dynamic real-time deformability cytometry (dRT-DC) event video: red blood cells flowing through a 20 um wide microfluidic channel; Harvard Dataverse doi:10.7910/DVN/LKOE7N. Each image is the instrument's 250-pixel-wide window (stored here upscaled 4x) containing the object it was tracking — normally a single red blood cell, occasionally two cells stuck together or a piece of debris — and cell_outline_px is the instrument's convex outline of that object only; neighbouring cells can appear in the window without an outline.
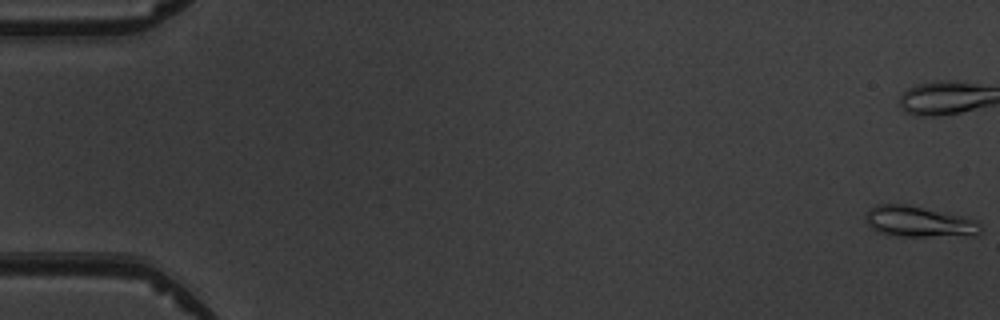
{"species": "common noctule bat (a hibernating species)", "species_latin": "Nyctalus noctula", "temperature_condition": "warm", "stored_images_in_passage": 6, "camera_frame_rate_fps": 3000, "um_per_image_px": 0.085, "animal": {"sex": "male", "body_mass_g": 19.5, "forearm_length_mm": 54.6}, "frame": {"image": 1, "passage_image": 1, "time_ms": 0.0, "image_size_px": [1000, 320], "cell_outline_px": [[980, 232], [976, 236], [904, 236], [880, 232], [872, 228], [864, 220], [864, 212], [876, 204], [904, 204], [964, 216], [980, 220]], "centroid_in_image_um": [78.13, 18.84], "position_along_channel_um": 6.9, "area_um2": 20.81}}